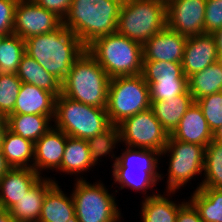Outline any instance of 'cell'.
Returning <instances> with one entry per match:
<instances>
[{
  "label": "cell",
  "instance_id": "cell-1",
  "mask_svg": "<svg viewBox=\"0 0 222 222\" xmlns=\"http://www.w3.org/2000/svg\"><path fill=\"white\" fill-rule=\"evenodd\" d=\"M86 47L62 23L54 31L25 40V53L61 83Z\"/></svg>",
  "mask_w": 222,
  "mask_h": 222
},
{
  "label": "cell",
  "instance_id": "cell-2",
  "mask_svg": "<svg viewBox=\"0 0 222 222\" xmlns=\"http://www.w3.org/2000/svg\"><path fill=\"white\" fill-rule=\"evenodd\" d=\"M121 6L118 0H72L62 23L87 47L95 39L117 32Z\"/></svg>",
  "mask_w": 222,
  "mask_h": 222
},
{
  "label": "cell",
  "instance_id": "cell-3",
  "mask_svg": "<svg viewBox=\"0 0 222 222\" xmlns=\"http://www.w3.org/2000/svg\"><path fill=\"white\" fill-rule=\"evenodd\" d=\"M110 79L85 49L61 83V94L86 105L106 108Z\"/></svg>",
  "mask_w": 222,
  "mask_h": 222
},
{
  "label": "cell",
  "instance_id": "cell-4",
  "mask_svg": "<svg viewBox=\"0 0 222 222\" xmlns=\"http://www.w3.org/2000/svg\"><path fill=\"white\" fill-rule=\"evenodd\" d=\"M110 78L142 74L143 45L114 32L86 47Z\"/></svg>",
  "mask_w": 222,
  "mask_h": 222
},
{
  "label": "cell",
  "instance_id": "cell-5",
  "mask_svg": "<svg viewBox=\"0 0 222 222\" xmlns=\"http://www.w3.org/2000/svg\"><path fill=\"white\" fill-rule=\"evenodd\" d=\"M54 127L67 136L88 140L107 130L111 123L106 108L86 105L63 94L56 97Z\"/></svg>",
  "mask_w": 222,
  "mask_h": 222
},
{
  "label": "cell",
  "instance_id": "cell-6",
  "mask_svg": "<svg viewBox=\"0 0 222 222\" xmlns=\"http://www.w3.org/2000/svg\"><path fill=\"white\" fill-rule=\"evenodd\" d=\"M127 147L119 157L111 154L113 163V180L120 185V189L131 187L133 190L147 192L153 188L158 180L163 179L157 172L158 160L161 152L152 149ZM158 156V157H157ZM162 177V178H161Z\"/></svg>",
  "mask_w": 222,
  "mask_h": 222
},
{
  "label": "cell",
  "instance_id": "cell-7",
  "mask_svg": "<svg viewBox=\"0 0 222 222\" xmlns=\"http://www.w3.org/2000/svg\"><path fill=\"white\" fill-rule=\"evenodd\" d=\"M167 26L163 0H126L122 3L117 32L142 45Z\"/></svg>",
  "mask_w": 222,
  "mask_h": 222
},
{
  "label": "cell",
  "instance_id": "cell-8",
  "mask_svg": "<svg viewBox=\"0 0 222 222\" xmlns=\"http://www.w3.org/2000/svg\"><path fill=\"white\" fill-rule=\"evenodd\" d=\"M151 108L149 85L142 74L110 79L106 112L111 125Z\"/></svg>",
  "mask_w": 222,
  "mask_h": 222
},
{
  "label": "cell",
  "instance_id": "cell-9",
  "mask_svg": "<svg viewBox=\"0 0 222 222\" xmlns=\"http://www.w3.org/2000/svg\"><path fill=\"white\" fill-rule=\"evenodd\" d=\"M71 194L78 222H119L121 212L115 197L103 183L91 184L84 177L76 179Z\"/></svg>",
  "mask_w": 222,
  "mask_h": 222
},
{
  "label": "cell",
  "instance_id": "cell-10",
  "mask_svg": "<svg viewBox=\"0 0 222 222\" xmlns=\"http://www.w3.org/2000/svg\"><path fill=\"white\" fill-rule=\"evenodd\" d=\"M170 156L168 180L166 186L167 196L175 194L177 189L184 187L190 179L202 174L204 169L205 147L202 145L182 142L173 139L170 135L161 156Z\"/></svg>",
  "mask_w": 222,
  "mask_h": 222
},
{
  "label": "cell",
  "instance_id": "cell-11",
  "mask_svg": "<svg viewBox=\"0 0 222 222\" xmlns=\"http://www.w3.org/2000/svg\"><path fill=\"white\" fill-rule=\"evenodd\" d=\"M142 75L149 85L150 101L173 99L188 90L181 62L143 61Z\"/></svg>",
  "mask_w": 222,
  "mask_h": 222
},
{
  "label": "cell",
  "instance_id": "cell-12",
  "mask_svg": "<svg viewBox=\"0 0 222 222\" xmlns=\"http://www.w3.org/2000/svg\"><path fill=\"white\" fill-rule=\"evenodd\" d=\"M121 142L133 148L152 149L162 152L169 134L150 108L126 118L119 125Z\"/></svg>",
  "mask_w": 222,
  "mask_h": 222
},
{
  "label": "cell",
  "instance_id": "cell-13",
  "mask_svg": "<svg viewBox=\"0 0 222 222\" xmlns=\"http://www.w3.org/2000/svg\"><path fill=\"white\" fill-rule=\"evenodd\" d=\"M62 19L33 0H18L15 8L13 34L26 40L32 36L54 31Z\"/></svg>",
  "mask_w": 222,
  "mask_h": 222
},
{
  "label": "cell",
  "instance_id": "cell-14",
  "mask_svg": "<svg viewBox=\"0 0 222 222\" xmlns=\"http://www.w3.org/2000/svg\"><path fill=\"white\" fill-rule=\"evenodd\" d=\"M206 0L166 2L167 27L187 37L204 34Z\"/></svg>",
  "mask_w": 222,
  "mask_h": 222
},
{
  "label": "cell",
  "instance_id": "cell-15",
  "mask_svg": "<svg viewBox=\"0 0 222 222\" xmlns=\"http://www.w3.org/2000/svg\"><path fill=\"white\" fill-rule=\"evenodd\" d=\"M219 56L212 34H200L187 38L181 62L187 78L217 63Z\"/></svg>",
  "mask_w": 222,
  "mask_h": 222
},
{
  "label": "cell",
  "instance_id": "cell-16",
  "mask_svg": "<svg viewBox=\"0 0 222 222\" xmlns=\"http://www.w3.org/2000/svg\"><path fill=\"white\" fill-rule=\"evenodd\" d=\"M187 38L166 26L143 44V61L182 62Z\"/></svg>",
  "mask_w": 222,
  "mask_h": 222
},
{
  "label": "cell",
  "instance_id": "cell-17",
  "mask_svg": "<svg viewBox=\"0 0 222 222\" xmlns=\"http://www.w3.org/2000/svg\"><path fill=\"white\" fill-rule=\"evenodd\" d=\"M67 135L54 126L34 143L33 169L40 175L42 170L59 169L64 155Z\"/></svg>",
  "mask_w": 222,
  "mask_h": 222
},
{
  "label": "cell",
  "instance_id": "cell-18",
  "mask_svg": "<svg viewBox=\"0 0 222 222\" xmlns=\"http://www.w3.org/2000/svg\"><path fill=\"white\" fill-rule=\"evenodd\" d=\"M42 178L33 168H10L0 179V205L9 210Z\"/></svg>",
  "mask_w": 222,
  "mask_h": 222
},
{
  "label": "cell",
  "instance_id": "cell-19",
  "mask_svg": "<svg viewBox=\"0 0 222 222\" xmlns=\"http://www.w3.org/2000/svg\"><path fill=\"white\" fill-rule=\"evenodd\" d=\"M170 136L173 139L202 145L205 148L213 141V132L210 130L207 120L196 102L186 111L177 128Z\"/></svg>",
  "mask_w": 222,
  "mask_h": 222
},
{
  "label": "cell",
  "instance_id": "cell-20",
  "mask_svg": "<svg viewBox=\"0 0 222 222\" xmlns=\"http://www.w3.org/2000/svg\"><path fill=\"white\" fill-rule=\"evenodd\" d=\"M56 96L35 85L22 83L12 114L55 117Z\"/></svg>",
  "mask_w": 222,
  "mask_h": 222
},
{
  "label": "cell",
  "instance_id": "cell-21",
  "mask_svg": "<svg viewBox=\"0 0 222 222\" xmlns=\"http://www.w3.org/2000/svg\"><path fill=\"white\" fill-rule=\"evenodd\" d=\"M55 183L49 177L41 178L8 210L12 218L16 222H38L46 193Z\"/></svg>",
  "mask_w": 222,
  "mask_h": 222
},
{
  "label": "cell",
  "instance_id": "cell-22",
  "mask_svg": "<svg viewBox=\"0 0 222 222\" xmlns=\"http://www.w3.org/2000/svg\"><path fill=\"white\" fill-rule=\"evenodd\" d=\"M194 102V98L187 90L184 94L175 96L173 99L151 101V109L164 130L171 135Z\"/></svg>",
  "mask_w": 222,
  "mask_h": 222
},
{
  "label": "cell",
  "instance_id": "cell-23",
  "mask_svg": "<svg viewBox=\"0 0 222 222\" xmlns=\"http://www.w3.org/2000/svg\"><path fill=\"white\" fill-rule=\"evenodd\" d=\"M75 215L72 195L67 196L55 183L46 193L38 222H68Z\"/></svg>",
  "mask_w": 222,
  "mask_h": 222
},
{
  "label": "cell",
  "instance_id": "cell-24",
  "mask_svg": "<svg viewBox=\"0 0 222 222\" xmlns=\"http://www.w3.org/2000/svg\"><path fill=\"white\" fill-rule=\"evenodd\" d=\"M0 147L11 168H33L34 143L31 140L7 129Z\"/></svg>",
  "mask_w": 222,
  "mask_h": 222
},
{
  "label": "cell",
  "instance_id": "cell-25",
  "mask_svg": "<svg viewBox=\"0 0 222 222\" xmlns=\"http://www.w3.org/2000/svg\"><path fill=\"white\" fill-rule=\"evenodd\" d=\"M17 76L23 83L35 85L53 93L56 97L61 94V82L26 53L19 64Z\"/></svg>",
  "mask_w": 222,
  "mask_h": 222
},
{
  "label": "cell",
  "instance_id": "cell-26",
  "mask_svg": "<svg viewBox=\"0 0 222 222\" xmlns=\"http://www.w3.org/2000/svg\"><path fill=\"white\" fill-rule=\"evenodd\" d=\"M52 118L54 117L36 114H9L7 116V128L12 133L35 143L53 127L51 121L54 119Z\"/></svg>",
  "mask_w": 222,
  "mask_h": 222
},
{
  "label": "cell",
  "instance_id": "cell-27",
  "mask_svg": "<svg viewBox=\"0 0 222 222\" xmlns=\"http://www.w3.org/2000/svg\"><path fill=\"white\" fill-rule=\"evenodd\" d=\"M95 166L91 161V153L87 141L67 136L60 172L81 174Z\"/></svg>",
  "mask_w": 222,
  "mask_h": 222
},
{
  "label": "cell",
  "instance_id": "cell-28",
  "mask_svg": "<svg viewBox=\"0 0 222 222\" xmlns=\"http://www.w3.org/2000/svg\"><path fill=\"white\" fill-rule=\"evenodd\" d=\"M145 196L141 204V219L143 222H176L179 208L185 203H174L161 194Z\"/></svg>",
  "mask_w": 222,
  "mask_h": 222
},
{
  "label": "cell",
  "instance_id": "cell-29",
  "mask_svg": "<svg viewBox=\"0 0 222 222\" xmlns=\"http://www.w3.org/2000/svg\"><path fill=\"white\" fill-rule=\"evenodd\" d=\"M189 201L203 222H222V189L200 188Z\"/></svg>",
  "mask_w": 222,
  "mask_h": 222
},
{
  "label": "cell",
  "instance_id": "cell-30",
  "mask_svg": "<svg viewBox=\"0 0 222 222\" xmlns=\"http://www.w3.org/2000/svg\"><path fill=\"white\" fill-rule=\"evenodd\" d=\"M188 90L195 101L206 95L222 92V70L219 64H212L191 75L188 78Z\"/></svg>",
  "mask_w": 222,
  "mask_h": 222
},
{
  "label": "cell",
  "instance_id": "cell-31",
  "mask_svg": "<svg viewBox=\"0 0 222 222\" xmlns=\"http://www.w3.org/2000/svg\"><path fill=\"white\" fill-rule=\"evenodd\" d=\"M204 180L200 188L222 189V145L211 141L205 148Z\"/></svg>",
  "mask_w": 222,
  "mask_h": 222
},
{
  "label": "cell",
  "instance_id": "cell-32",
  "mask_svg": "<svg viewBox=\"0 0 222 222\" xmlns=\"http://www.w3.org/2000/svg\"><path fill=\"white\" fill-rule=\"evenodd\" d=\"M25 54V40L18 35H7L0 46V73L17 74Z\"/></svg>",
  "mask_w": 222,
  "mask_h": 222
},
{
  "label": "cell",
  "instance_id": "cell-33",
  "mask_svg": "<svg viewBox=\"0 0 222 222\" xmlns=\"http://www.w3.org/2000/svg\"><path fill=\"white\" fill-rule=\"evenodd\" d=\"M87 141L88 148L91 153V161L97 164L99 158L107 154L113 153L116 144L121 142V134L117 125H111L104 132L89 138Z\"/></svg>",
  "mask_w": 222,
  "mask_h": 222
},
{
  "label": "cell",
  "instance_id": "cell-34",
  "mask_svg": "<svg viewBox=\"0 0 222 222\" xmlns=\"http://www.w3.org/2000/svg\"><path fill=\"white\" fill-rule=\"evenodd\" d=\"M22 83L17 74L0 73V115L13 113Z\"/></svg>",
  "mask_w": 222,
  "mask_h": 222
},
{
  "label": "cell",
  "instance_id": "cell-35",
  "mask_svg": "<svg viewBox=\"0 0 222 222\" xmlns=\"http://www.w3.org/2000/svg\"><path fill=\"white\" fill-rule=\"evenodd\" d=\"M212 132L222 126V92L206 95L195 101Z\"/></svg>",
  "mask_w": 222,
  "mask_h": 222
},
{
  "label": "cell",
  "instance_id": "cell-36",
  "mask_svg": "<svg viewBox=\"0 0 222 222\" xmlns=\"http://www.w3.org/2000/svg\"><path fill=\"white\" fill-rule=\"evenodd\" d=\"M222 28V0H206L204 33L213 34Z\"/></svg>",
  "mask_w": 222,
  "mask_h": 222
},
{
  "label": "cell",
  "instance_id": "cell-37",
  "mask_svg": "<svg viewBox=\"0 0 222 222\" xmlns=\"http://www.w3.org/2000/svg\"><path fill=\"white\" fill-rule=\"evenodd\" d=\"M17 2L18 0H0V34H13Z\"/></svg>",
  "mask_w": 222,
  "mask_h": 222
},
{
  "label": "cell",
  "instance_id": "cell-38",
  "mask_svg": "<svg viewBox=\"0 0 222 222\" xmlns=\"http://www.w3.org/2000/svg\"><path fill=\"white\" fill-rule=\"evenodd\" d=\"M40 7L54 12L62 20L67 15L72 0H33Z\"/></svg>",
  "mask_w": 222,
  "mask_h": 222
},
{
  "label": "cell",
  "instance_id": "cell-39",
  "mask_svg": "<svg viewBox=\"0 0 222 222\" xmlns=\"http://www.w3.org/2000/svg\"><path fill=\"white\" fill-rule=\"evenodd\" d=\"M176 222H203L194 205L188 201L185 202L178 211Z\"/></svg>",
  "mask_w": 222,
  "mask_h": 222
},
{
  "label": "cell",
  "instance_id": "cell-40",
  "mask_svg": "<svg viewBox=\"0 0 222 222\" xmlns=\"http://www.w3.org/2000/svg\"><path fill=\"white\" fill-rule=\"evenodd\" d=\"M212 35L214 36L216 42L218 56L222 57V28L215 31Z\"/></svg>",
  "mask_w": 222,
  "mask_h": 222
},
{
  "label": "cell",
  "instance_id": "cell-41",
  "mask_svg": "<svg viewBox=\"0 0 222 222\" xmlns=\"http://www.w3.org/2000/svg\"><path fill=\"white\" fill-rule=\"evenodd\" d=\"M10 168L0 147V179Z\"/></svg>",
  "mask_w": 222,
  "mask_h": 222
},
{
  "label": "cell",
  "instance_id": "cell-42",
  "mask_svg": "<svg viewBox=\"0 0 222 222\" xmlns=\"http://www.w3.org/2000/svg\"><path fill=\"white\" fill-rule=\"evenodd\" d=\"M7 129V117L0 115V146L1 142L3 141L4 133Z\"/></svg>",
  "mask_w": 222,
  "mask_h": 222
},
{
  "label": "cell",
  "instance_id": "cell-43",
  "mask_svg": "<svg viewBox=\"0 0 222 222\" xmlns=\"http://www.w3.org/2000/svg\"><path fill=\"white\" fill-rule=\"evenodd\" d=\"M0 222H16V221L12 218L9 211L2 210L0 212Z\"/></svg>",
  "mask_w": 222,
  "mask_h": 222
},
{
  "label": "cell",
  "instance_id": "cell-44",
  "mask_svg": "<svg viewBox=\"0 0 222 222\" xmlns=\"http://www.w3.org/2000/svg\"><path fill=\"white\" fill-rule=\"evenodd\" d=\"M213 141L222 145V126L213 132Z\"/></svg>",
  "mask_w": 222,
  "mask_h": 222
},
{
  "label": "cell",
  "instance_id": "cell-45",
  "mask_svg": "<svg viewBox=\"0 0 222 222\" xmlns=\"http://www.w3.org/2000/svg\"><path fill=\"white\" fill-rule=\"evenodd\" d=\"M68 222H78V218L76 217V215L74 217H72L71 219H69Z\"/></svg>",
  "mask_w": 222,
  "mask_h": 222
},
{
  "label": "cell",
  "instance_id": "cell-46",
  "mask_svg": "<svg viewBox=\"0 0 222 222\" xmlns=\"http://www.w3.org/2000/svg\"><path fill=\"white\" fill-rule=\"evenodd\" d=\"M217 63L219 64L221 70H222V57H219L217 60Z\"/></svg>",
  "mask_w": 222,
  "mask_h": 222
},
{
  "label": "cell",
  "instance_id": "cell-47",
  "mask_svg": "<svg viewBox=\"0 0 222 222\" xmlns=\"http://www.w3.org/2000/svg\"><path fill=\"white\" fill-rule=\"evenodd\" d=\"M6 36H7V35L0 34V46H1V43H2L3 39H4Z\"/></svg>",
  "mask_w": 222,
  "mask_h": 222
}]
</instances>
